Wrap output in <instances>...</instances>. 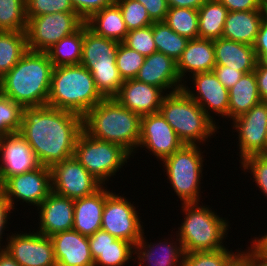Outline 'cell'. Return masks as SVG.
<instances>
[{"instance_id":"5b68a950","label":"cell","mask_w":267,"mask_h":266,"mask_svg":"<svg viewBox=\"0 0 267 266\" xmlns=\"http://www.w3.org/2000/svg\"><path fill=\"white\" fill-rule=\"evenodd\" d=\"M159 112L186 145L206 141L217 131L215 121L183 89L166 93Z\"/></svg>"},{"instance_id":"3957f363","label":"cell","mask_w":267,"mask_h":266,"mask_svg":"<svg viewBox=\"0 0 267 266\" xmlns=\"http://www.w3.org/2000/svg\"><path fill=\"white\" fill-rule=\"evenodd\" d=\"M141 117L119 104L104 98L83 116V130L95 139L123 147L130 155L138 147Z\"/></svg>"},{"instance_id":"681fc988","label":"cell","mask_w":267,"mask_h":266,"mask_svg":"<svg viewBox=\"0 0 267 266\" xmlns=\"http://www.w3.org/2000/svg\"><path fill=\"white\" fill-rule=\"evenodd\" d=\"M229 12L267 10L259 0H219Z\"/></svg>"},{"instance_id":"8992f818","label":"cell","mask_w":267,"mask_h":266,"mask_svg":"<svg viewBox=\"0 0 267 266\" xmlns=\"http://www.w3.org/2000/svg\"><path fill=\"white\" fill-rule=\"evenodd\" d=\"M186 212L177 238L184 253L195 251H215L225 248L221 243L227 232L228 222L215 215L208 207L198 206V202L182 203Z\"/></svg>"},{"instance_id":"e575fe53","label":"cell","mask_w":267,"mask_h":266,"mask_svg":"<svg viewBox=\"0 0 267 266\" xmlns=\"http://www.w3.org/2000/svg\"><path fill=\"white\" fill-rule=\"evenodd\" d=\"M165 23L181 36L188 39L199 38V18L196 9L169 7Z\"/></svg>"},{"instance_id":"5bb4252c","label":"cell","mask_w":267,"mask_h":266,"mask_svg":"<svg viewBox=\"0 0 267 266\" xmlns=\"http://www.w3.org/2000/svg\"><path fill=\"white\" fill-rule=\"evenodd\" d=\"M9 239L5 251L20 266H57L50 237L36 232L17 233Z\"/></svg>"},{"instance_id":"db71d44e","label":"cell","mask_w":267,"mask_h":266,"mask_svg":"<svg viewBox=\"0 0 267 266\" xmlns=\"http://www.w3.org/2000/svg\"><path fill=\"white\" fill-rule=\"evenodd\" d=\"M169 7H185L198 10L207 0H167Z\"/></svg>"},{"instance_id":"680465c9","label":"cell","mask_w":267,"mask_h":266,"mask_svg":"<svg viewBox=\"0 0 267 266\" xmlns=\"http://www.w3.org/2000/svg\"><path fill=\"white\" fill-rule=\"evenodd\" d=\"M259 1L263 4V6L267 7V0H259Z\"/></svg>"},{"instance_id":"f546056e","label":"cell","mask_w":267,"mask_h":266,"mask_svg":"<svg viewBox=\"0 0 267 266\" xmlns=\"http://www.w3.org/2000/svg\"><path fill=\"white\" fill-rule=\"evenodd\" d=\"M144 239L145 238L143 237V233H142L141 239L135 245L134 254L136 255L138 254L137 257H138V260L140 261L139 266H142L143 265L142 262L146 263V261H147V265L149 263L153 264V265L149 264L148 266H177V264L178 265L180 264L179 266H181L183 256L185 253H184L183 246L180 241L178 244L179 246L173 245V243L167 244L168 243L167 241L166 243L165 242H162L159 244L157 243L156 245L157 248H156L154 247V245L151 246V243L148 245H145L146 242L144 241ZM154 248H156L157 250H160L158 252L159 255L157 253V250Z\"/></svg>"},{"instance_id":"f907efd6","label":"cell","mask_w":267,"mask_h":266,"mask_svg":"<svg viewBox=\"0 0 267 266\" xmlns=\"http://www.w3.org/2000/svg\"><path fill=\"white\" fill-rule=\"evenodd\" d=\"M258 93L262 101L267 102V62L257 61L255 66Z\"/></svg>"},{"instance_id":"9a60e30c","label":"cell","mask_w":267,"mask_h":266,"mask_svg":"<svg viewBox=\"0 0 267 266\" xmlns=\"http://www.w3.org/2000/svg\"><path fill=\"white\" fill-rule=\"evenodd\" d=\"M184 143L160 112L141 117L138 147H146L153 155L164 160L180 149Z\"/></svg>"},{"instance_id":"c3c4849f","label":"cell","mask_w":267,"mask_h":266,"mask_svg":"<svg viewBox=\"0 0 267 266\" xmlns=\"http://www.w3.org/2000/svg\"><path fill=\"white\" fill-rule=\"evenodd\" d=\"M253 48L257 61L267 62V14L260 25Z\"/></svg>"},{"instance_id":"7bdbcfd3","label":"cell","mask_w":267,"mask_h":266,"mask_svg":"<svg viewBox=\"0 0 267 266\" xmlns=\"http://www.w3.org/2000/svg\"><path fill=\"white\" fill-rule=\"evenodd\" d=\"M26 18L57 12H75L71 0H25Z\"/></svg>"},{"instance_id":"816d5d0a","label":"cell","mask_w":267,"mask_h":266,"mask_svg":"<svg viewBox=\"0 0 267 266\" xmlns=\"http://www.w3.org/2000/svg\"><path fill=\"white\" fill-rule=\"evenodd\" d=\"M13 209L10 201L6 198V196L0 191V241L2 239V230H5V224H7L6 222L7 220V216L9 214V212ZM1 244V243H0ZM0 250H5V248H1L0 246Z\"/></svg>"},{"instance_id":"7a4b0ae2","label":"cell","mask_w":267,"mask_h":266,"mask_svg":"<svg viewBox=\"0 0 267 266\" xmlns=\"http://www.w3.org/2000/svg\"><path fill=\"white\" fill-rule=\"evenodd\" d=\"M53 69L46 52L28 50L0 79V92L23 107L47 105Z\"/></svg>"},{"instance_id":"4dcf8cb0","label":"cell","mask_w":267,"mask_h":266,"mask_svg":"<svg viewBox=\"0 0 267 266\" xmlns=\"http://www.w3.org/2000/svg\"><path fill=\"white\" fill-rule=\"evenodd\" d=\"M228 12L219 0H207L198 9L199 38L210 40L222 38Z\"/></svg>"},{"instance_id":"d590c367","label":"cell","mask_w":267,"mask_h":266,"mask_svg":"<svg viewBox=\"0 0 267 266\" xmlns=\"http://www.w3.org/2000/svg\"><path fill=\"white\" fill-rule=\"evenodd\" d=\"M25 0H0V31L25 32Z\"/></svg>"},{"instance_id":"f6af8a7d","label":"cell","mask_w":267,"mask_h":266,"mask_svg":"<svg viewBox=\"0 0 267 266\" xmlns=\"http://www.w3.org/2000/svg\"><path fill=\"white\" fill-rule=\"evenodd\" d=\"M74 11L85 22L94 13L116 3V0H71Z\"/></svg>"},{"instance_id":"4fadbf2b","label":"cell","mask_w":267,"mask_h":266,"mask_svg":"<svg viewBox=\"0 0 267 266\" xmlns=\"http://www.w3.org/2000/svg\"><path fill=\"white\" fill-rule=\"evenodd\" d=\"M233 121L239 134L241 160L267 154V102L261 101Z\"/></svg>"},{"instance_id":"7c38bea8","label":"cell","mask_w":267,"mask_h":266,"mask_svg":"<svg viewBox=\"0 0 267 266\" xmlns=\"http://www.w3.org/2000/svg\"><path fill=\"white\" fill-rule=\"evenodd\" d=\"M0 191L13 209L15 198L39 206L52 192L50 167L40 165L34 170L8 177L0 185Z\"/></svg>"},{"instance_id":"d6986e66","label":"cell","mask_w":267,"mask_h":266,"mask_svg":"<svg viewBox=\"0 0 267 266\" xmlns=\"http://www.w3.org/2000/svg\"><path fill=\"white\" fill-rule=\"evenodd\" d=\"M42 235H52L73 229L74 199L51 192L38 206Z\"/></svg>"},{"instance_id":"e0dca14e","label":"cell","mask_w":267,"mask_h":266,"mask_svg":"<svg viewBox=\"0 0 267 266\" xmlns=\"http://www.w3.org/2000/svg\"><path fill=\"white\" fill-rule=\"evenodd\" d=\"M197 96L186 85L182 89L192 98L212 119L208 110L228 116L229 93L228 89L219 81L213 71L193 74ZM208 109V110H207Z\"/></svg>"},{"instance_id":"bcb514c9","label":"cell","mask_w":267,"mask_h":266,"mask_svg":"<svg viewBox=\"0 0 267 266\" xmlns=\"http://www.w3.org/2000/svg\"><path fill=\"white\" fill-rule=\"evenodd\" d=\"M147 10L153 22L165 21L169 6L167 0H136Z\"/></svg>"},{"instance_id":"b9f144b4","label":"cell","mask_w":267,"mask_h":266,"mask_svg":"<svg viewBox=\"0 0 267 266\" xmlns=\"http://www.w3.org/2000/svg\"><path fill=\"white\" fill-rule=\"evenodd\" d=\"M123 43L145 57L150 56L157 51L153 40V24L145 28L128 31Z\"/></svg>"},{"instance_id":"f5cc1de1","label":"cell","mask_w":267,"mask_h":266,"mask_svg":"<svg viewBox=\"0 0 267 266\" xmlns=\"http://www.w3.org/2000/svg\"><path fill=\"white\" fill-rule=\"evenodd\" d=\"M252 244V249L246 251L251 266H267V255L254 242Z\"/></svg>"},{"instance_id":"2e32d148","label":"cell","mask_w":267,"mask_h":266,"mask_svg":"<svg viewBox=\"0 0 267 266\" xmlns=\"http://www.w3.org/2000/svg\"><path fill=\"white\" fill-rule=\"evenodd\" d=\"M0 185L11 176L40 166L32 148L20 133L0 137Z\"/></svg>"},{"instance_id":"4316f807","label":"cell","mask_w":267,"mask_h":266,"mask_svg":"<svg viewBox=\"0 0 267 266\" xmlns=\"http://www.w3.org/2000/svg\"><path fill=\"white\" fill-rule=\"evenodd\" d=\"M213 41L216 65L230 67L244 74L255 70L257 58L252 45L224 38Z\"/></svg>"},{"instance_id":"6f0895ef","label":"cell","mask_w":267,"mask_h":266,"mask_svg":"<svg viewBox=\"0 0 267 266\" xmlns=\"http://www.w3.org/2000/svg\"><path fill=\"white\" fill-rule=\"evenodd\" d=\"M253 242L267 255V234L260 239L253 240Z\"/></svg>"},{"instance_id":"8d00e7d4","label":"cell","mask_w":267,"mask_h":266,"mask_svg":"<svg viewBox=\"0 0 267 266\" xmlns=\"http://www.w3.org/2000/svg\"><path fill=\"white\" fill-rule=\"evenodd\" d=\"M24 107L0 92V137L19 133Z\"/></svg>"},{"instance_id":"f1b7e54d","label":"cell","mask_w":267,"mask_h":266,"mask_svg":"<svg viewBox=\"0 0 267 266\" xmlns=\"http://www.w3.org/2000/svg\"><path fill=\"white\" fill-rule=\"evenodd\" d=\"M228 93V117L232 119L248 112L251 107L262 101L254 71L243 74L240 80L228 90Z\"/></svg>"},{"instance_id":"ba28073f","label":"cell","mask_w":267,"mask_h":266,"mask_svg":"<svg viewBox=\"0 0 267 266\" xmlns=\"http://www.w3.org/2000/svg\"><path fill=\"white\" fill-rule=\"evenodd\" d=\"M202 158L198 145L184 144L171 156L162 160L163 164L165 163L167 179L183 203L199 201Z\"/></svg>"},{"instance_id":"74e56055","label":"cell","mask_w":267,"mask_h":266,"mask_svg":"<svg viewBox=\"0 0 267 266\" xmlns=\"http://www.w3.org/2000/svg\"><path fill=\"white\" fill-rule=\"evenodd\" d=\"M89 72L93 76L97 90L104 98H113L123 84L117 65L91 67Z\"/></svg>"},{"instance_id":"9c48e42d","label":"cell","mask_w":267,"mask_h":266,"mask_svg":"<svg viewBox=\"0 0 267 266\" xmlns=\"http://www.w3.org/2000/svg\"><path fill=\"white\" fill-rule=\"evenodd\" d=\"M84 21L76 12H57L27 20V47L30 51L46 52L62 38L77 31Z\"/></svg>"},{"instance_id":"ee69618b","label":"cell","mask_w":267,"mask_h":266,"mask_svg":"<svg viewBox=\"0 0 267 266\" xmlns=\"http://www.w3.org/2000/svg\"><path fill=\"white\" fill-rule=\"evenodd\" d=\"M241 162L245 170H251L256 185L267 196V154L248 156Z\"/></svg>"},{"instance_id":"484cf974","label":"cell","mask_w":267,"mask_h":266,"mask_svg":"<svg viewBox=\"0 0 267 266\" xmlns=\"http://www.w3.org/2000/svg\"><path fill=\"white\" fill-rule=\"evenodd\" d=\"M120 42L95 34L83 24V50L80 65L87 70L91 67L116 65V55Z\"/></svg>"},{"instance_id":"11a10c76","label":"cell","mask_w":267,"mask_h":266,"mask_svg":"<svg viewBox=\"0 0 267 266\" xmlns=\"http://www.w3.org/2000/svg\"><path fill=\"white\" fill-rule=\"evenodd\" d=\"M226 266H251L249 256L242 252L236 255L227 263Z\"/></svg>"},{"instance_id":"83f0119b","label":"cell","mask_w":267,"mask_h":266,"mask_svg":"<svg viewBox=\"0 0 267 266\" xmlns=\"http://www.w3.org/2000/svg\"><path fill=\"white\" fill-rule=\"evenodd\" d=\"M95 34L117 42H124L128 29L122 12L115 3L94 13L84 22Z\"/></svg>"},{"instance_id":"cb8c5ba5","label":"cell","mask_w":267,"mask_h":266,"mask_svg":"<svg viewBox=\"0 0 267 266\" xmlns=\"http://www.w3.org/2000/svg\"><path fill=\"white\" fill-rule=\"evenodd\" d=\"M216 65L214 41L210 39H189L181 57L177 60V71L181 81L191 72L193 74L211 72Z\"/></svg>"},{"instance_id":"836d02e7","label":"cell","mask_w":267,"mask_h":266,"mask_svg":"<svg viewBox=\"0 0 267 266\" xmlns=\"http://www.w3.org/2000/svg\"><path fill=\"white\" fill-rule=\"evenodd\" d=\"M153 40L158 52L173 58L176 62L189 41L187 37L172 30L165 21L153 23Z\"/></svg>"},{"instance_id":"60d3db41","label":"cell","mask_w":267,"mask_h":266,"mask_svg":"<svg viewBox=\"0 0 267 266\" xmlns=\"http://www.w3.org/2000/svg\"><path fill=\"white\" fill-rule=\"evenodd\" d=\"M235 255L226 248L185 253L181 266H226Z\"/></svg>"},{"instance_id":"ac0fdd59","label":"cell","mask_w":267,"mask_h":266,"mask_svg":"<svg viewBox=\"0 0 267 266\" xmlns=\"http://www.w3.org/2000/svg\"><path fill=\"white\" fill-rule=\"evenodd\" d=\"M164 93L160 88L137 79L123 81L119 92L113 97L119 104L140 117L159 112Z\"/></svg>"},{"instance_id":"30bf717a","label":"cell","mask_w":267,"mask_h":266,"mask_svg":"<svg viewBox=\"0 0 267 266\" xmlns=\"http://www.w3.org/2000/svg\"><path fill=\"white\" fill-rule=\"evenodd\" d=\"M138 216L136 208L128 200L106 190L101 230L135 246L144 233Z\"/></svg>"},{"instance_id":"ffe728a7","label":"cell","mask_w":267,"mask_h":266,"mask_svg":"<svg viewBox=\"0 0 267 266\" xmlns=\"http://www.w3.org/2000/svg\"><path fill=\"white\" fill-rule=\"evenodd\" d=\"M50 238L57 266H94L88 237L71 229Z\"/></svg>"},{"instance_id":"52a82bcc","label":"cell","mask_w":267,"mask_h":266,"mask_svg":"<svg viewBox=\"0 0 267 266\" xmlns=\"http://www.w3.org/2000/svg\"><path fill=\"white\" fill-rule=\"evenodd\" d=\"M73 156L103 185L130 158L120 145L95 139L84 130L77 138Z\"/></svg>"},{"instance_id":"9f6ffc18","label":"cell","mask_w":267,"mask_h":266,"mask_svg":"<svg viewBox=\"0 0 267 266\" xmlns=\"http://www.w3.org/2000/svg\"><path fill=\"white\" fill-rule=\"evenodd\" d=\"M0 266H20L5 250H0Z\"/></svg>"},{"instance_id":"d6a6232c","label":"cell","mask_w":267,"mask_h":266,"mask_svg":"<svg viewBox=\"0 0 267 266\" xmlns=\"http://www.w3.org/2000/svg\"><path fill=\"white\" fill-rule=\"evenodd\" d=\"M27 51L26 32L0 31V79Z\"/></svg>"},{"instance_id":"277c9868","label":"cell","mask_w":267,"mask_h":266,"mask_svg":"<svg viewBox=\"0 0 267 266\" xmlns=\"http://www.w3.org/2000/svg\"><path fill=\"white\" fill-rule=\"evenodd\" d=\"M104 97L93 76L82 65L54 67L47 105L84 116Z\"/></svg>"},{"instance_id":"ab89813d","label":"cell","mask_w":267,"mask_h":266,"mask_svg":"<svg viewBox=\"0 0 267 266\" xmlns=\"http://www.w3.org/2000/svg\"><path fill=\"white\" fill-rule=\"evenodd\" d=\"M116 4L122 12L128 31L145 28L154 23L150 19L146 8L140 2L136 0H116Z\"/></svg>"},{"instance_id":"6da1fadb","label":"cell","mask_w":267,"mask_h":266,"mask_svg":"<svg viewBox=\"0 0 267 266\" xmlns=\"http://www.w3.org/2000/svg\"><path fill=\"white\" fill-rule=\"evenodd\" d=\"M83 130V117L70 111L44 106L24 107L19 133L42 166L71 158Z\"/></svg>"},{"instance_id":"7dc6e473","label":"cell","mask_w":267,"mask_h":266,"mask_svg":"<svg viewBox=\"0 0 267 266\" xmlns=\"http://www.w3.org/2000/svg\"><path fill=\"white\" fill-rule=\"evenodd\" d=\"M213 72L219 79V81L229 90L233 87L243 76V72L233 70L230 67L215 65Z\"/></svg>"},{"instance_id":"603a6c76","label":"cell","mask_w":267,"mask_h":266,"mask_svg":"<svg viewBox=\"0 0 267 266\" xmlns=\"http://www.w3.org/2000/svg\"><path fill=\"white\" fill-rule=\"evenodd\" d=\"M105 200L106 189L103 186L89 196L74 199L73 229L86 237L101 230Z\"/></svg>"},{"instance_id":"1f68e13d","label":"cell","mask_w":267,"mask_h":266,"mask_svg":"<svg viewBox=\"0 0 267 266\" xmlns=\"http://www.w3.org/2000/svg\"><path fill=\"white\" fill-rule=\"evenodd\" d=\"M83 50V25L46 51L54 67L80 65Z\"/></svg>"},{"instance_id":"44dd1931","label":"cell","mask_w":267,"mask_h":266,"mask_svg":"<svg viewBox=\"0 0 267 266\" xmlns=\"http://www.w3.org/2000/svg\"><path fill=\"white\" fill-rule=\"evenodd\" d=\"M135 79L156 86L162 91L163 89L166 91L167 88H172L171 92H175L184 86L179 84L182 81L177 71V62L158 51L145 57L144 64Z\"/></svg>"},{"instance_id":"7402d4cb","label":"cell","mask_w":267,"mask_h":266,"mask_svg":"<svg viewBox=\"0 0 267 266\" xmlns=\"http://www.w3.org/2000/svg\"><path fill=\"white\" fill-rule=\"evenodd\" d=\"M88 241L94 266H124L135 251L131 242L117 239L103 230L96 231Z\"/></svg>"},{"instance_id":"f35d334b","label":"cell","mask_w":267,"mask_h":266,"mask_svg":"<svg viewBox=\"0 0 267 266\" xmlns=\"http://www.w3.org/2000/svg\"><path fill=\"white\" fill-rule=\"evenodd\" d=\"M144 61V55L129 48L123 42L119 44L116 55V65L123 81L135 79Z\"/></svg>"},{"instance_id":"8fae6325","label":"cell","mask_w":267,"mask_h":266,"mask_svg":"<svg viewBox=\"0 0 267 266\" xmlns=\"http://www.w3.org/2000/svg\"><path fill=\"white\" fill-rule=\"evenodd\" d=\"M52 191L71 199L89 196L103 185L72 156L50 167Z\"/></svg>"},{"instance_id":"d4e9b609","label":"cell","mask_w":267,"mask_h":266,"mask_svg":"<svg viewBox=\"0 0 267 266\" xmlns=\"http://www.w3.org/2000/svg\"><path fill=\"white\" fill-rule=\"evenodd\" d=\"M267 10L228 12L222 38L254 45Z\"/></svg>"}]
</instances>
